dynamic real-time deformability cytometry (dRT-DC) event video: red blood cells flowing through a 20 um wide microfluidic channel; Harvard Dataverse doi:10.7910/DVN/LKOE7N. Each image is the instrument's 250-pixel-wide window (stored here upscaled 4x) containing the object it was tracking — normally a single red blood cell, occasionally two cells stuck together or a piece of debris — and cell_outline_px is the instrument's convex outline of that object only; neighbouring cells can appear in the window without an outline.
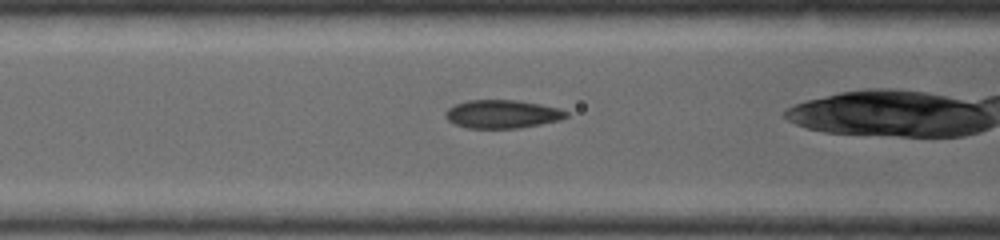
{"species": "common noctule bat (a hibernating species)", "species_latin": "Nyctalus noctula", "temperature_condition": "warm", "stored_images_in_passage": 6, "camera_frame_rate_fps": 5000, "um_per_image_px": 0.085, "animal": {"sex": "female", "body_mass_g": 19.0, "forearm_length_mm": 53.3}, "frame": {"image": 1, "passage_image": 4, "time_ms": 0.8, "image_size_px": [1000, 240], "cell_outline_px": [[568, 116], [560, 120], [520, 128], [468, 128], [456, 124], [448, 120], [444, 116], [444, 112], [448, 108], [456, 104], [468, 100], [516, 100], [540, 104], [560, 108], [568, 112]], "centroid_in_image_um": [42.69, 9.69], "position_along_channel_um": 123.9, "area_um2": 19.94}}
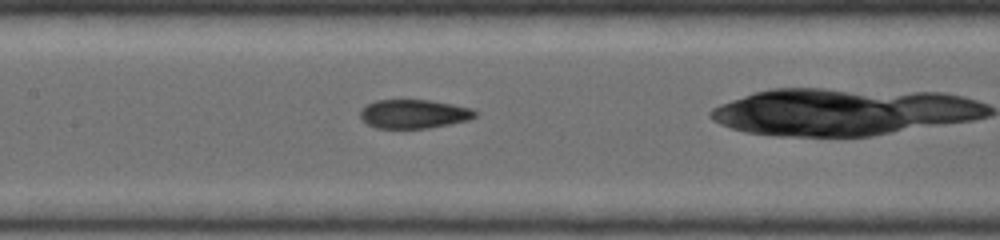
{"frame": {"image": 2, "passage_image": 6, "time_ms": 1.4, "image_size_px": [1000, 240], "cell_outline_px": [[476, 116], [468, 120], [428, 128], [376, 128], [360, 120], [360, 108], [376, 100], [428, 100], [452, 104], [472, 108], [476, 112]], "centroid_in_image_um": [35.14, 9.68], "position_along_channel_um": 172.3, "area_um2": 19.31}}